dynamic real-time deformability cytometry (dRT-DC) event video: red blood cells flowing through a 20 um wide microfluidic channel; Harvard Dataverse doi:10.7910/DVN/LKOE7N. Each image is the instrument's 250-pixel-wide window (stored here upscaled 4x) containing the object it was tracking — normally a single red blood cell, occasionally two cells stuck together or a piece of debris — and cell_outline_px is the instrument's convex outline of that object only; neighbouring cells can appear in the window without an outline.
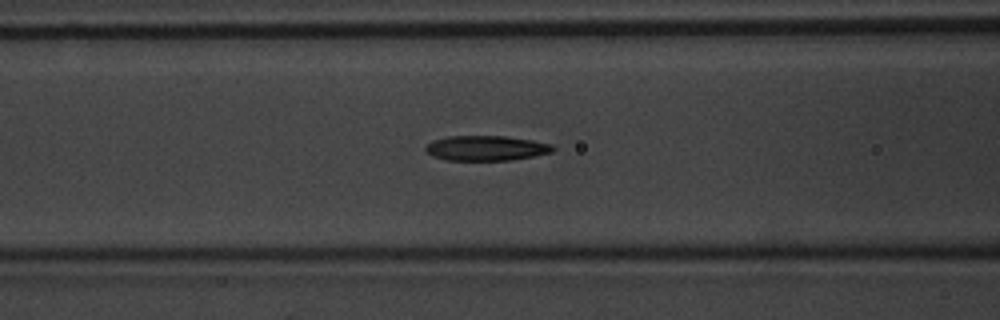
{"species": "common noctule bat (a hibernating species)", "species_latin": "Nyctalus noctula", "temperature_condition": "warm", "stored_images_in_passage": 55, "segment_of_instrument_passage": [1, 2], "camera_frame_rate_fps": 3000, "um_per_image_px": 0.085, "animal": {"sex": "male", "body_mass_g": 20.1, "forearm_length_mm": 53.5}, "frame": {"image": 1, "passage_image": 22, "time_ms": 7.0, "image_size_px": [1000, 320], "cell_outline_px": [[556, 148], [552, 152], [512, 160], [444, 160], [432, 156], [424, 148], [432, 140], [448, 136], [504, 136], [532, 140], [552, 144]], "centroid_in_image_um": [41.32, 12.59], "position_along_channel_um": 125.3, "area_um2": 18.55}}
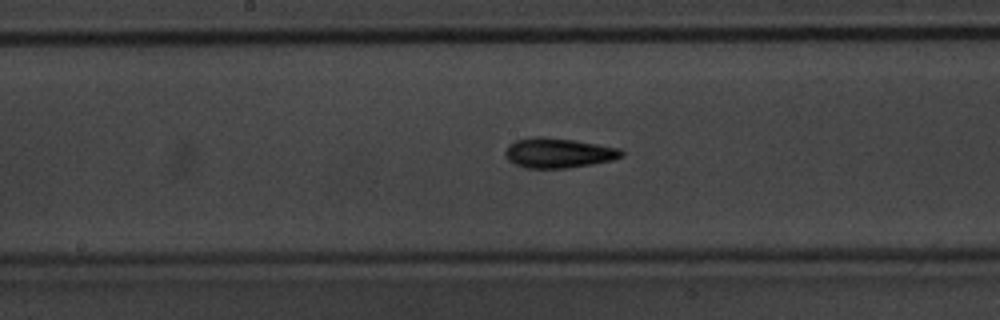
{"frame": {"image": 2, "passage_image": 28, "time_ms": 9.0, "image_size_px": [1000, 320], "cell_outline_px": [[624, 156], [612, 160], [592, 164], [568, 168], [524, 168], [508, 160], [504, 156], [504, 152], [508, 144], [516, 140], [536, 136], [544, 136], [572, 140], [620, 148], [624, 152]], "centroid_in_image_um": [47.44, 13.0], "position_along_channel_um": 200.8, "area_um2": 20.35}}
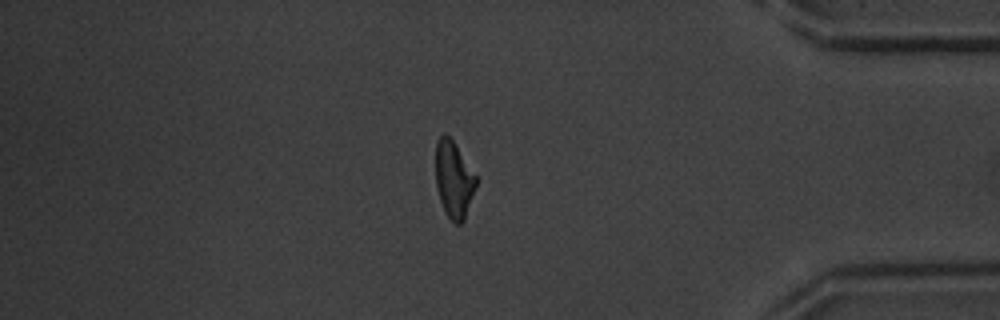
{"frame": {"image": 3, "passage_image": 46, "time_ms": 15.0, "image_size_px": [1000, 320], "cell_outline_px": [[476, 188], [464, 220], [460, 224], [456, 224], [444, 212], [440, 200], [436, 184], [436, 140], [444, 132], [452, 140], [476, 176]], "centroid_in_image_um": [38.56, 15.27], "position_along_channel_um": 396.6, "area_um2": 17.86}}